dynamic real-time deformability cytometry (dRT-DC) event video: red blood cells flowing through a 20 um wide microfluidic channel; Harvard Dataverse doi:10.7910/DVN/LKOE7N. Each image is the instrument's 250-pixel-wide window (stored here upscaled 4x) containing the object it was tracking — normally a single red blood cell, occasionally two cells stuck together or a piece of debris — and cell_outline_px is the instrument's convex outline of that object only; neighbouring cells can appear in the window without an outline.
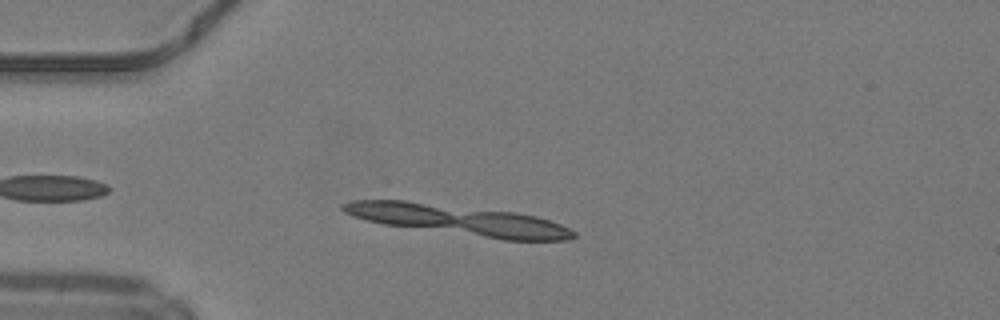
{"species": "common noctule bat (a hibernating species)", "species_latin": "Nyctalus noctula", "temperature_condition": "warm", "stored_images_in_passage": 8, "camera_frame_rate_fps": 3000, "um_per_image_px": 0.085, "animal": {"sex": "male", "body_mass_g": 19.2, "forearm_length_mm": 51.8}, "frame": {"image": 1, "passage_image": 8, "time_ms": 2.333, "image_size_px": [1000, 320], "cell_outline_px": [[572, 236], [552, 240], [512, 240], [492, 236], [480, 232], [464, 224], [492, 216], [528, 216], [544, 220], [556, 224], [572, 232]], "centroid_in_image_um": [44.18, 19.4], "position_along_channel_um": 40.8, "area_um2": 13.29}}